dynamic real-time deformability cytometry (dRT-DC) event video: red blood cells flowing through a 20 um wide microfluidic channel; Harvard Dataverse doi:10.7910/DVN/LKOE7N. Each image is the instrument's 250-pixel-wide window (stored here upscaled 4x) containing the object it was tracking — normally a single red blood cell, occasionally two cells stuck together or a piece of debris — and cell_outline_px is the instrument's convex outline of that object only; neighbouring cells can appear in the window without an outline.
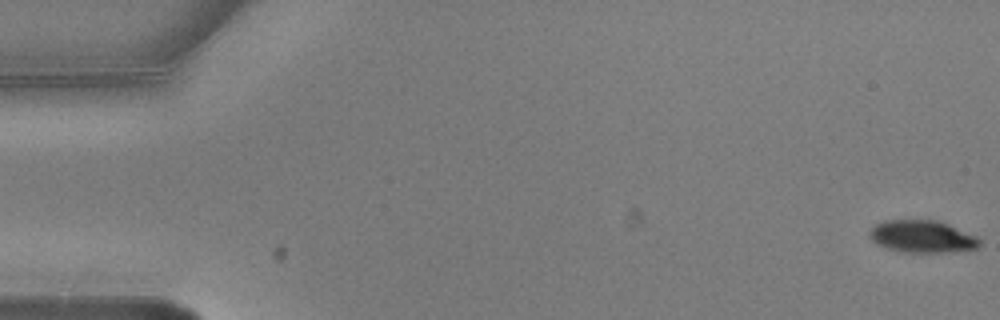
{"species": "common noctule bat (a hibernating species)", "species_latin": "Nyctalus noctula", "temperature_condition": "warm", "stored_images_in_passage": 5, "camera_frame_rate_fps": 3000, "um_per_image_px": 0.085, "animal": {"sex": "male", "body_mass_g": 20.5, "forearm_length_mm": 52.5}, "frame": {"image": 1, "passage_image": 1, "time_ms": 0.0, "image_size_px": [1000, 320], "cell_outline_px": [[980, 244], [976, 248], [952, 252], [900, 252], [876, 244], [868, 236], [868, 232], [876, 224], [884, 220], [940, 220], [976, 236], [980, 240]], "centroid_in_image_um": [78.37, 20.1], "position_along_channel_um": 6.6, "area_um2": 20.81}}
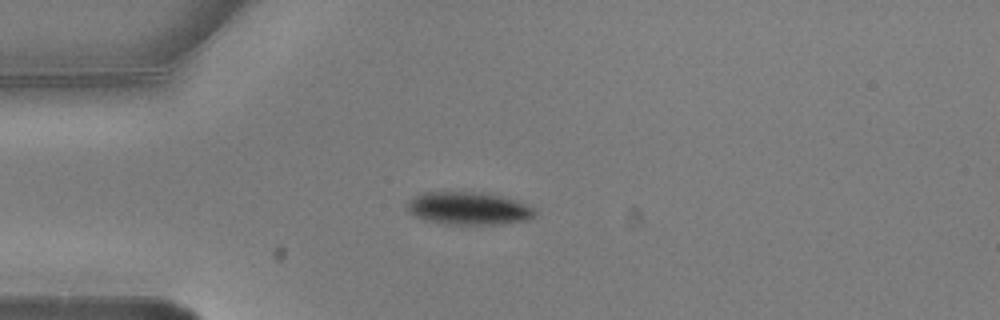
{"frame": {"image": 2, "passage_image": 5, "time_ms": 1.333, "image_size_px": [1000, 320], "cell_outline_px": [[536, 216], [528, 220], [500, 224], [444, 224], [424, 220], [412, 216], [404, 204], [412, 196], [424, 192], [480, 192], [504, 196], [528, 204], [536, 208]], "centroid_in_image_um": [39.82, 17.71], "position_along_channel_um": 45.2, "area_um2": 24.97}}